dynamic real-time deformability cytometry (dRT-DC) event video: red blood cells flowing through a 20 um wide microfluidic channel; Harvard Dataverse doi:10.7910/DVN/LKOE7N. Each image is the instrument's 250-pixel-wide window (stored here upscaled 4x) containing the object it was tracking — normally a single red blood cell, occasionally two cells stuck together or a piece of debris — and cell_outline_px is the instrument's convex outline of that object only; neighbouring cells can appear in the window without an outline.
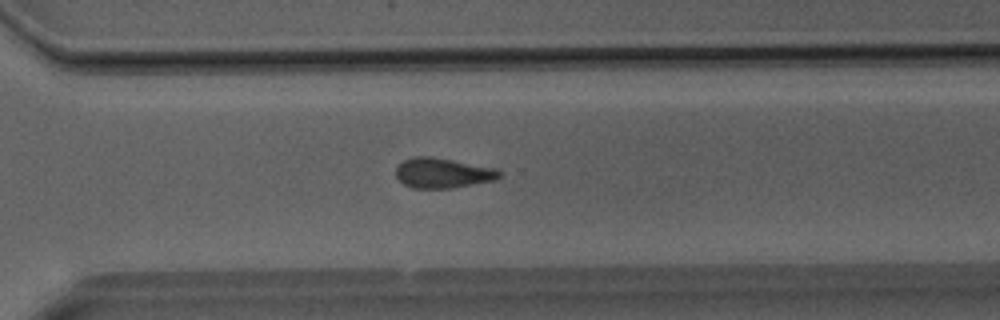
{"species": "Egyptian fruit bat (a non-hibernating species)", "species_latin": "Rousettus aegyptiacus", "temperature_condition": "room temperature", "stored_images_in_passage": 24, "camera_frame_rate_fps": 3000, "um_per_image_px": 0.085, "animal": {"sex": "male"}, "frame": {"image": 1, "passage_image": 17, "time_ms": 5.333, "image_size_px": [1000, 320], "cell_outline_px": [[504, 172], [496, 180], [452, 188], [412, 188], [404, 184], [396, 176], [396, 164], [412, 156], [432, 156], [496, 168]], "centroid_in_image_um": [37.64, 14.69], "position_along_channel_um": 333.0, "area_um2": 18.38}}
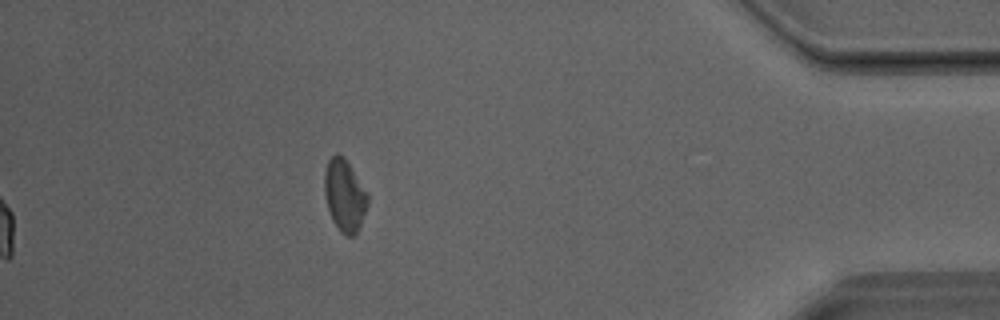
{"frame": {"image": 2, "passage_image": 24, "time_ms": 7.667, "image_size_px": [1000, 320], "cell_outline_px": [[368, 204], [360, 228], [352, 236], [344, 236], [340, 232], [332, 220], [328, 208], [324, 192], [324, 172], [328, 160], [336, 152], [344, 156], [368, 192]], "centroid_in_image_um": [29.3, 16.6], "position_along_channel_um": 405.9, "area_um2": 18.44}}